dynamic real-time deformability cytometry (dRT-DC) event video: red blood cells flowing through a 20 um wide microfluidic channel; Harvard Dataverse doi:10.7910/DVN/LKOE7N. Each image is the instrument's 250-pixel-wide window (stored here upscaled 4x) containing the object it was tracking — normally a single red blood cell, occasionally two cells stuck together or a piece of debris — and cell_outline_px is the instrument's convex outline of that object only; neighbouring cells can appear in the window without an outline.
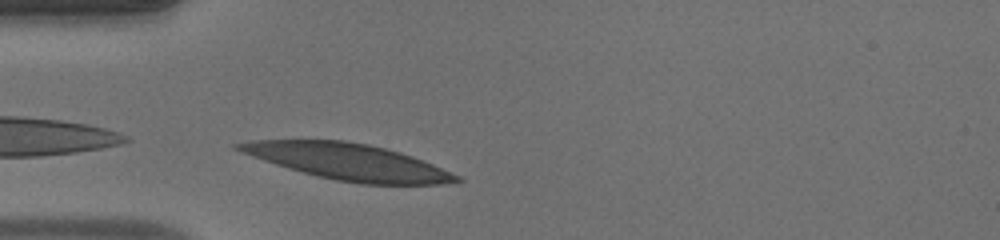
{"species": "human", "species_latin": "Homo sapiens", "temperature_condition": "warm", "stored_images_in_passage": 28, "camera_frame_rate_fps": 3000, "um_per_image_px": 0.085, "donor": {"sex": "male"}, "frame": {"image": 1, "passage_image": 2, "time_ms": 0.333, "image_size_px": [1000, 240], "cell_outline_px": [[460, 180], [436, 184], [360, 184], [336, 180], [316, 176], [276, 164], [244, 152], [236, 148], [236, 144], [260, 140], [344, 140], [384, 148], [420, 160], [440, 168], [456, 176]], "centroid_in_image_um": [29.54, 13.75], "position_along_channel_um": 55.5, "area_um2": 44.22}}
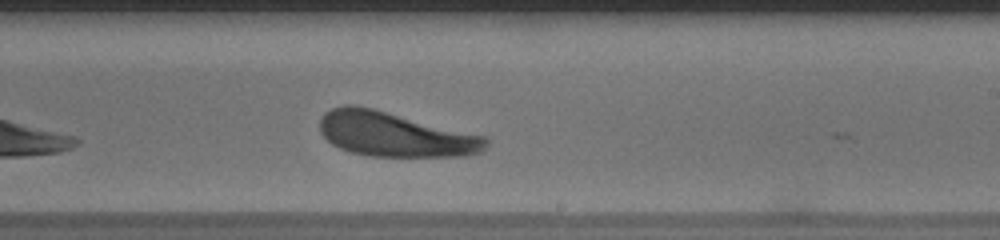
{"frame": {"image": 2, "passage_image": 17, "time_ms": 5.333, "image_size_px": [1000, 240], "cell_outline_px": [[488, 144], [480, 152], [460, 156], [368, 156], [352, 152], [340, 148], [332, 144], [320, 132], [320, 120], [324, 112], [332, 108], [344, 104], [356, 104], [484, 136], [488, 140]], "centroid_in_image_um": [33.51, 11.41], "position_along_channel_um": 255.5, "area_um2": 42.83}}
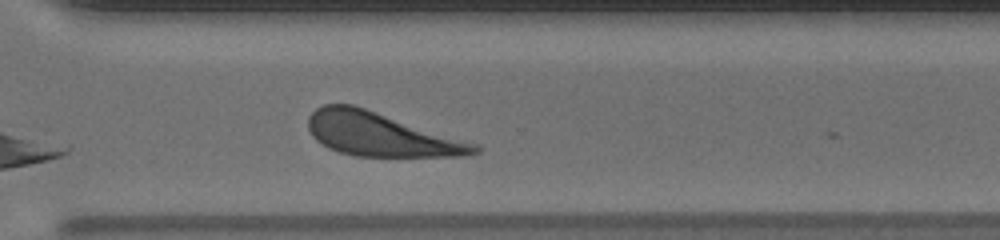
{"frame": {"image": 3, "passage_image": 23, "time_ms": 7.333, "image_size_px": [1000, 240], "cell_outline_px": [[480, 152], [464, 156], [356, 156], [340, 152], [316, 140], [308, 128], [308, 116], [316, 108], [324, 104], [352, 104], [480, 144]], "centroid_in_image_um": [32.4, 11.42], "position_along_channel_um": 338.2, "area_um2": 42.08}, "authors_computed_cell_mechanics": {"area_um2": 42.9165, "velocity_mm_per_s": 4.1381, "shape_relaxation_time_tau1_ms": 1.8589, "shape_relaxation_time_tau2_ms": null, "deformation_change_tau1": 0.1215, "deformation_change_tau2": null}}